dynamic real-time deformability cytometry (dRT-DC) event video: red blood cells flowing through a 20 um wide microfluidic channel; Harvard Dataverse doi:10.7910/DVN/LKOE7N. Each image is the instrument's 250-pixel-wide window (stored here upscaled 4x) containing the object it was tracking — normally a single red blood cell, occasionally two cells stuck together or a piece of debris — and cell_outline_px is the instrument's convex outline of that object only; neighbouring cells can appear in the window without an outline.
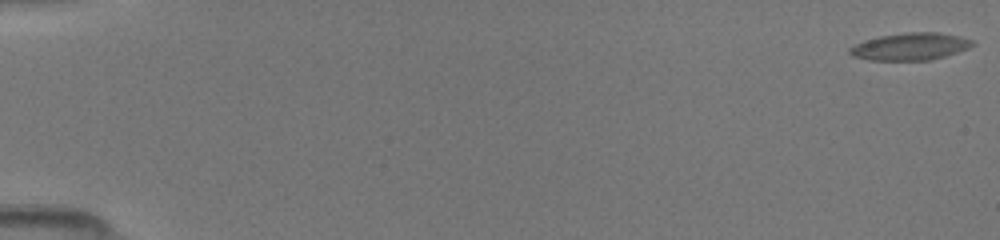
{"species": "common noctule bat (a hibernating species)", "species_latin": "Nyctalus noctula", "temperature_condition": "room temperature", "stored_images_in_passage": 5, "camera_frame_rate_fps": 3000, "um_per_image_px": 0.085, "animal": {"sex": "female", "body_mass_g": 19.5, "forearm_length_mm": 54.1}, "frame": {"image": 1, "passage_image": 1, "time_ms": 0.0, "image_size_px": [1000, 240], "cell_outline_px": [[976, 44], [968, 48], [944, 56], [928, 60], [868, 60], [852, 56], [848, 52], [848, 48], [864, 40], [880, 36], [904, 32], [940, 32], [960, 36], [972, 40]], "centroid_in_image_um": [77.35, 3.94], "position_along_channel_um": 7.6, "area_um2": 19.54}}